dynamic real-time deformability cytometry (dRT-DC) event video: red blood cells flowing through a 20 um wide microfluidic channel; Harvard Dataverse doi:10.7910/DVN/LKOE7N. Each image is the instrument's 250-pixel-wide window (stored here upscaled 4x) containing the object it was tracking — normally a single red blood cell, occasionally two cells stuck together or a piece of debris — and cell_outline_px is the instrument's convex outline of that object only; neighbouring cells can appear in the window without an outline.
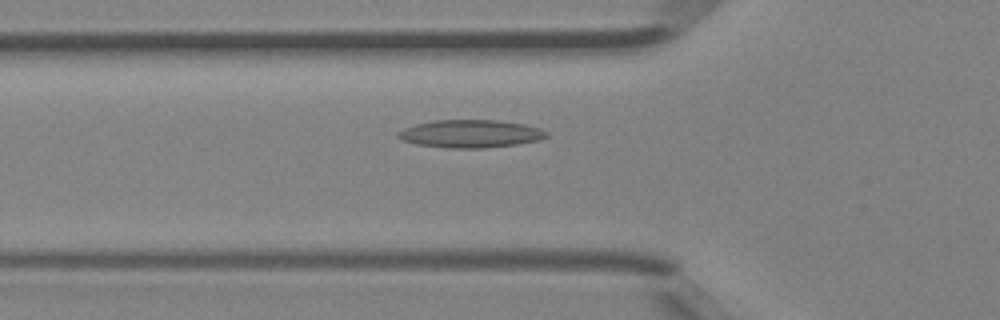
{"species": "Egyptian fruit bat (a non-hibernating species)", "species_latin": "Rousettus aegyptiacus", "temperature_condition": "room temperature", "stored_images_in_passage": 37, "camera_frame_rate_fps": 3000, "um_per_image_px": 0.085, "animal": {"sex": "female"}, "frame": {"image": 1, "passage_image": 12, "time_ms": 3.667, "image_size_px": [1000, 320], "cell_outline_px": [[548, 136], [540, 140], [516, 144], [484, 148], [448, 148], [416, 144], [404, 140], [396, 136], [396, 132], [404, 128], [416, 124], [432, 120], [500, 120], [524, 124], [540, 128], [548, 132]], "centroid_in_image_um": [40.0, 11.36], "position_along_channel_um": 85.8, "area_um2": 24.16}}
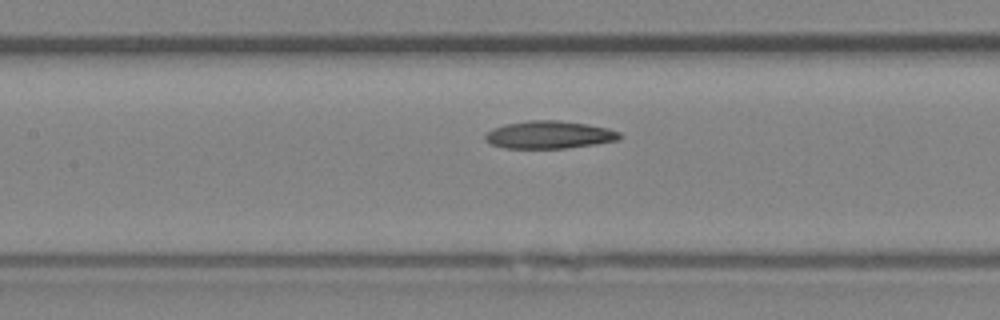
{"frame": {"image": 2, "passage_image": 17, "time_ms": 5.333, "image_size_px": [1000, 320], "cell_outline_px": [[624, 136], [620, 140], [596, 144], [568, 148], [504, 148], [492, 144], [484, 140], [484, 136], [492, 128], [504, 124], [528, 120], [556, 120], [588, 124], [608, 128], [620, 132]], "centroid_in_image_um": [46.71, 11.45], "position_along_channel_um": 160.7, "area_um2": 21.91}}
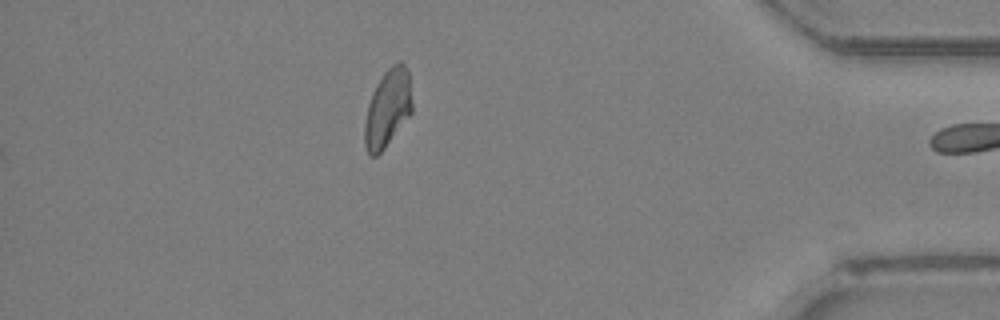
{"frame": {"image": 3, "passage_image": 36, "time_ms": 11.667, "image_size_px": [1000, 320], "cell_outline_px": [[412, 112], [384, 148], [376, 156], [368, 156], [364, 144], [364, 124], [368, 104], [372, 92], [376, 84], [384, 72], [396, 60], [400, 60], [408, 68], [412, 100]], "centroid_in_image_um": [32.94, 9.17], "position_along_channel_um": 402.3, "area_um2": 21.68}, "authors_computed_cell_mechanics": {"area_um2": 22.0218, "velocity_mm_per_s": 4.4921, "shape_relaxation_time_tau1_ms": null, "shape_relaxation_time_tau2_ms": 8.0367, "deformation_change_tau1": null, "deformation_change_tau2": 0.1742}}